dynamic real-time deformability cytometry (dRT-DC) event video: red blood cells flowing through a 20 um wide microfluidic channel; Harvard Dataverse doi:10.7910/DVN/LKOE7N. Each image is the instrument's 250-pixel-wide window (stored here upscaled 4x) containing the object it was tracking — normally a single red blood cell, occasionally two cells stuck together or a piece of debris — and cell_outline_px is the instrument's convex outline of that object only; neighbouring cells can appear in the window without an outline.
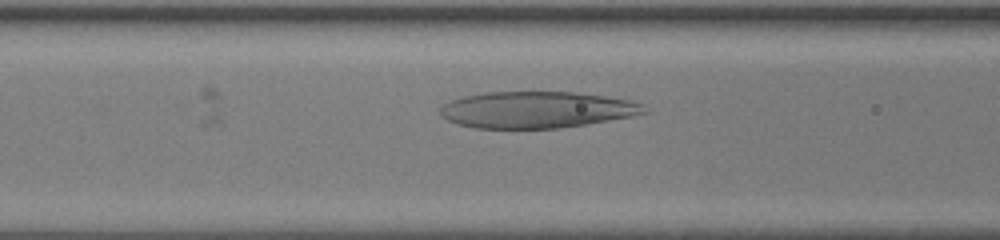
{"species": "human", "species_latin": "Homo sapiens", "temperature_condition": "room temperature", "stored_images_in_passage": 25, "camera_frame_rate_fps": 3000, "um_per_image_px": 0.085, "donor": {"sex": "female"}, "frame": {"image": 1, "passage_image": 5, "time_ms": 1.333, "image_size_px": [1000, 240], "cell_outline_px": [[648, 112], [632, 116], [584, 124], [556, 128], [472, 128], [456, 124], [440, 116], [440, 104], [464, 96], [484, 92], [576, 92], [604, 96], [628, 100], [640, 104]], "centroid_in_image_um": [45.52, 9.33], "position_along_channel_um": 121.1, "area_um2": 43.23}}
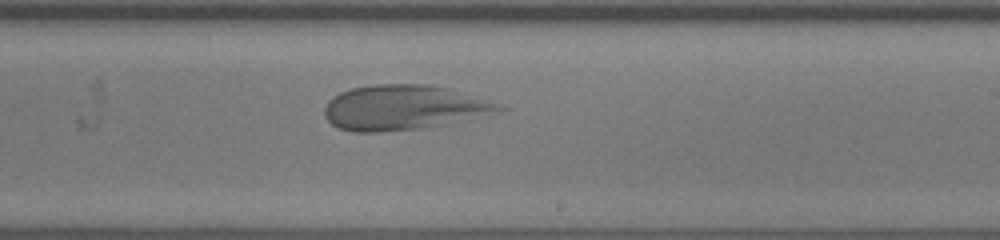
{"frame": {"image": 2, "passage_image": 14, "time_ms": 4.333, "image_size_px": [1000, 240], "cell_outline_px": [[508, 108], [504, 112], [420, 128], [376, 132], [352, 132], [336, 128], [324, 116], [324, 108], [328, 100], [332, 96], [340, 92], [352, 88], [372, 84], [432, 84], [452, 88], [500, 104]], "centroid_in_image_um": [34.31, 9.12], "position_along_channel_um": 254.7, "area_um2": 46.07}}
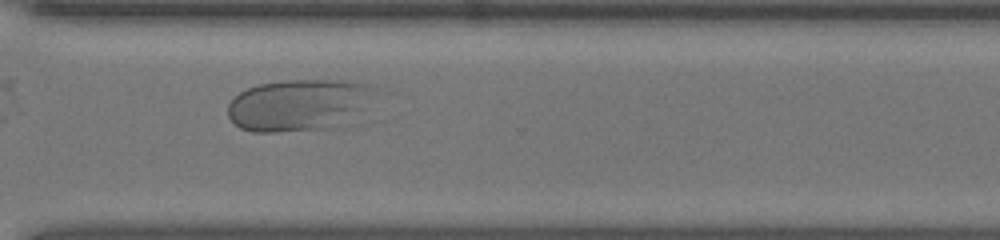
{"frame": {"image": 3, "passage_image": 20, "time_ms": 6.333, "image_size_px": [1000, 240], "cell_outline_px": [[380, 88], [356, 124], [348, 128], [272, 132], [252, 132], [240, 128], [228, 116], [228, 104], [240, 92], [248, 88], [260, 84], [284, 80], [352, 80], [368, 84]], "centroid_in_image_um": [25.6, 8.95], "position_along_channel_um": 345.0, "area_um2": 46.36}}